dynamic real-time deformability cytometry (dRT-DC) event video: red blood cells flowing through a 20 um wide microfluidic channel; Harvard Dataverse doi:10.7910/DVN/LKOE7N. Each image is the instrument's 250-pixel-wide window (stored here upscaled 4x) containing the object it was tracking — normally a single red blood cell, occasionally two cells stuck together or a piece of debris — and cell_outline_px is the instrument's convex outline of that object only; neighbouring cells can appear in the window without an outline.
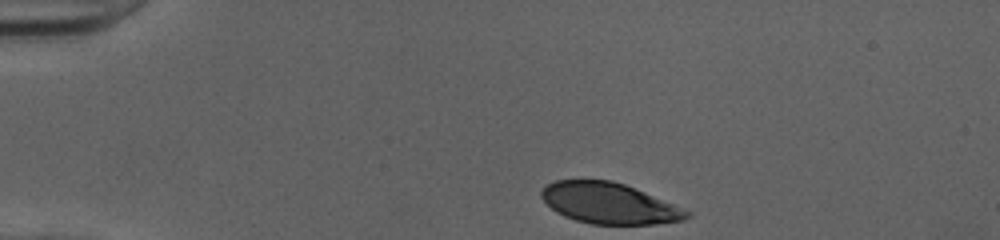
{"species": "human", "species_latin": "Homo sapiens", "temperature_condition": "cold", "stored_images_in_passage": 34, "camera_frame_rate_fps": 3000, "um_per_image_px": 0.085, "donor": {"sex": "female"}, "frame": {"image": 1, "passage_image": 1, "time_ms": 0.0, "image_size_px": [1000, 240], "cell_outline_px": [[692, 216], [684, 220], [652, 224], [592, 224], [576, 220], [564, 216], [556, 212], [540, 196], [540, 192], [548, 184], [556, 180], [612, 180], [624, 184], [644, 192], [692, 212]], "centroid_in_image_um": [51.78, 17.28], "position_along_channel_um": 33.2, "area_um2": 34.33}}
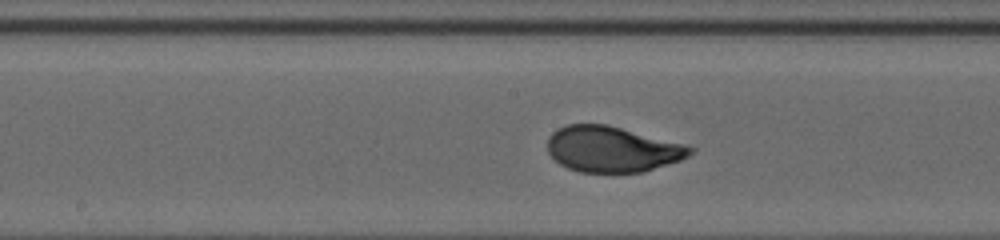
{"frame": {"image": 2, "passage_image": 18, "time_ms": 5.667, "image_size_px": [1000, 240], "cell_outline_px": [[696, 148], [688, 156], [680, 160], [644, 172], [580, 172], [568, 168], [560, 164], [548, 152], [548, 136], [556, 128], [568, 124], [608, 124], [684, 144]], "centroid_in_image_um": [52.02, 12.67], "position_along_channel_um": 196.2, "area_um2": 38.03}}
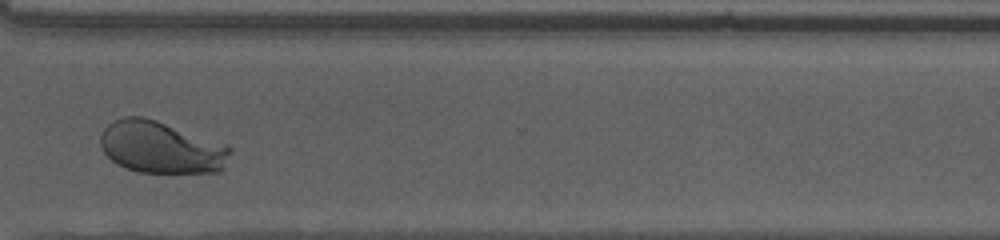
{"frame": {"image": 3, "passage_image": 30, "time_ms": 9.667, "image_size_px": [1000, 240], "cell_outline_px": [[232, 148], [224, 168], [220, 172], [140, 172], [116, 164], [104, 152], [100, 144], [100, 136], [104, 128], [108, 124], [124, 116], [144, 116], [228, 144]], "centroid_in_image_um": [13.71, 12.51], "position_along_channel_um": 356.9, "area_um2": 39.36}, "authors_computed_cell_mechanics": {"area_um2": 37.9168, "velocity_mm_per_s": 4.0252, "shape_relaxation_time_tau1_ms": 2.6882, "shape_relaxation_time_tau2_ms": null, "deformation_change_tau1": 0.1432, "deformation_change_tau2": null}}